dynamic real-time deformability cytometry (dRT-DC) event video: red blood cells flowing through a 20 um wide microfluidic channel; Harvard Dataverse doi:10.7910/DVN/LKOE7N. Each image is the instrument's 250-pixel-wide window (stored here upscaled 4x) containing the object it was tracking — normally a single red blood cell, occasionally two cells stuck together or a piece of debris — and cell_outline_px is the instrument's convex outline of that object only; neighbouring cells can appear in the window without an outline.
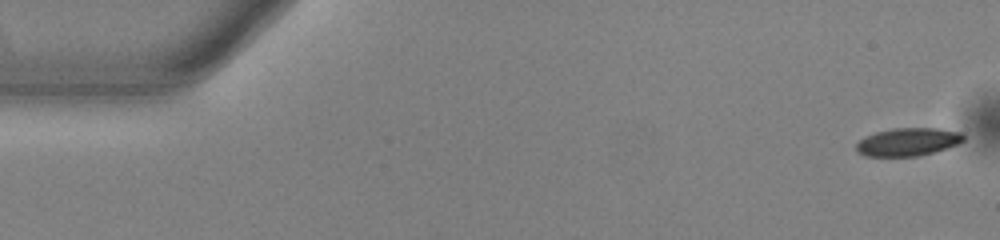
{"species": "common noctule bat (a hibernating species)", "species_latin": "Nyctalus noctula", "temperature_condition": "warm", "stored_images_in_passage": 18, "camera_frame_rate_fps": 3000, "um_per_image_px": 0.085, "animal": {"sex": "male", "body_mass_g": 13.0, "forearm_length_mm": 53.1}, "frame": {"image": 1, "passage_image": 1, "time_ms": 0.0, "image_size_px": [1000, 240], "cell_outline_px": [[964, 140], [956, 144], [932, 152], [916, 156], [864, 156], [856, 152], [856, 144], [864, 136], [876, 132], [892, 128], [936, 128], [960, 132], [964, 136]], "centroid_in_image_um": [77.11, 12.05], "position_along_channel_um": 7.9, "area_um2": 17.34}}
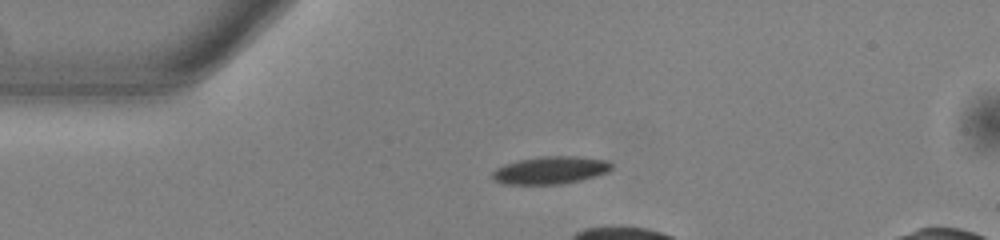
{"frame": {"image": 2, "passage_image": 12, "time_ms": 3.667, "image_size_px": [1000, 240], "cell_outline_px": [[612, 168], [608, 172], [596, 176], [580, 180], [560, 184], [504, 184], [496, 180], [492, 176], [492, 172], [496, 168], [504, 164], [520, 160], [540, 156], [576, 156], [608, 160], [612, 164]], "centroid_in_image_um": [46.81, 14.46], "position_along_channel_um": 38.2, "area_um2": 19.13}}